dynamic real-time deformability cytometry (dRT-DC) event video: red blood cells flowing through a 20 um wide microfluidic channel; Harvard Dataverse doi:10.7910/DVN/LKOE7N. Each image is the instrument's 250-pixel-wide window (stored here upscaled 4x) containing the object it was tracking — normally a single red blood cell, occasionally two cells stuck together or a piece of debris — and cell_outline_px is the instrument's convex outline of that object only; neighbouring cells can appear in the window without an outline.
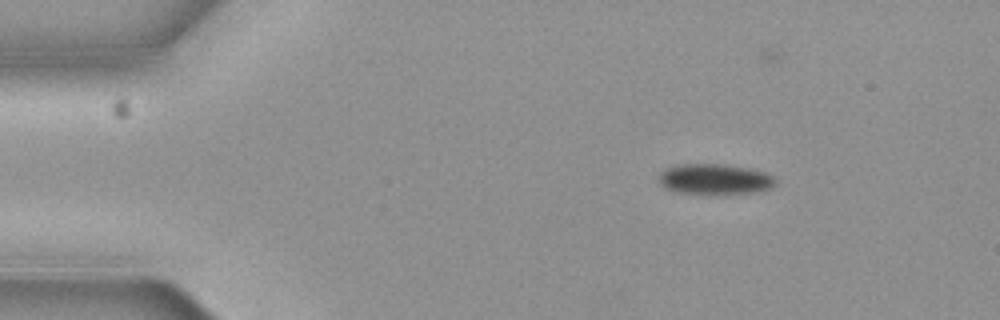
{"species": "common noctule bat (a hibernating species)", "species_latin": "Nyctalus noctula", "temperature_condition": "cold", "stored_images_in_passage": 4, "camera_frame_rate_fps": 3000, "um_per_image_px": 0.085, "animal": {"sex": "female", "body_mass_g": 19.3, "forearm_length_mm": 54.1}, "frame": {"image": 1, "passage_image": 2, "time_ms": 0.333, "image_size_px": [1000, 320], "cell_outline_px": [[776, 184], [772, 188], [756, 192], [716, 196], [676, 192], [664, 188], [660, 184], [656, 176], [664, 168], [676, 164], [724, 164], [748, 168], [764, 172], [772, 176], [776, 180]], "centroid_in_image_um": [60.7, 15.26], "position_along_channel_um": 24.3, "area_um2": 21.68}}